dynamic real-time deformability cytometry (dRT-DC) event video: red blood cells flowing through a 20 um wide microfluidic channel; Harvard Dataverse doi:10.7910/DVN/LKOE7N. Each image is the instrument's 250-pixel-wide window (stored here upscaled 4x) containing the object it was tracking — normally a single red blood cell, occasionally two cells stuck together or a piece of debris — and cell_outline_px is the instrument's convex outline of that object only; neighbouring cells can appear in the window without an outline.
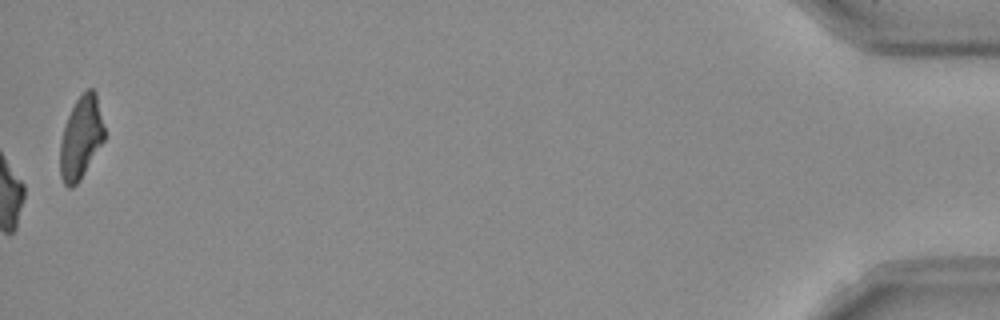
{"species": "Egyptian fruit bat (a non-hibernating species)", "species_latin": "Rousettus aegyptiacus", "temperature_condition": "room temperature", "stored_images_in_passage": 51, "camera_frame_rate_fps": 3000, "um_per_image_px": 0.085, "frame": {"image": 1, "passage_image": 51, "time_ms": 16.667, "image_size_px": [1000, 320], "cell_outline_px": [[104, 140], [80, 180], [72, 188], [68, 188], [64, 184], [60, 176], [60, 144], [64, 128], [68, 116], [76, 100], [88, 88], [92, 88], [96, 92], [104, 128]], "centroid_in_image_um": [6.87, 11.73], "position_along_channel_um": 428.3, "area_um2": 21.04}}